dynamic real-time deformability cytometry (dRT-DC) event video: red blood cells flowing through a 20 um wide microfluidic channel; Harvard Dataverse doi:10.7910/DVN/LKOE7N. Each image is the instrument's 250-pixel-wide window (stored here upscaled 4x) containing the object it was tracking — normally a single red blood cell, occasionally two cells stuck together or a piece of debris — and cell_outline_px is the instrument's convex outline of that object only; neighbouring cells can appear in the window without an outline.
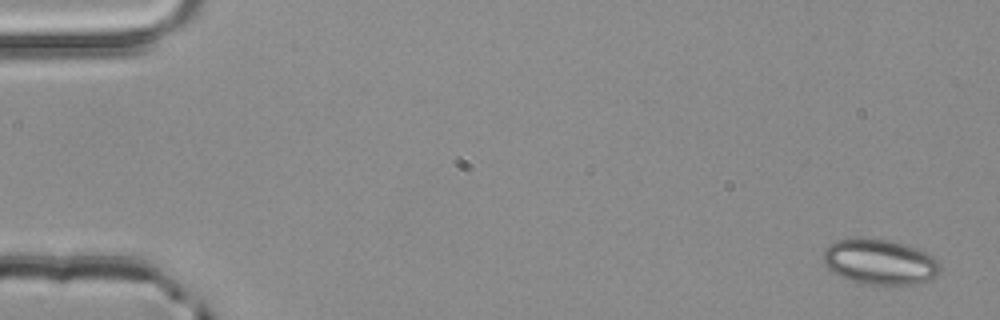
{"species": "common noctule bat (a hibernating species)", "species_latin": "Nyctalus noctula", "temperature_condition": "room temperature", "stored_images_in_passage": 3, "camera_frame_rate_fps": 3000, "um_per_image_px": 0.085, "animal": {"sex": "male", "body_mass_g": 20.4}, "frame": {"image": 1, "passage_image": 1, "time_ms": 0.0, "image_size_px": [1000, 320], "cell_outline_px": [[940, 272], [928, 280], [916, 284], [884, 288], [860, 284], [840, 276], [832, 272], [824, 264], [824, 248], [828, 244], [836, 240], [888, 240], [908, 244], [932, 256], [940, 264]], "centroid_in_image_um": [74.79, 22.33], "position_along_channel_um": 10.2, "area_um2": 31.27}}